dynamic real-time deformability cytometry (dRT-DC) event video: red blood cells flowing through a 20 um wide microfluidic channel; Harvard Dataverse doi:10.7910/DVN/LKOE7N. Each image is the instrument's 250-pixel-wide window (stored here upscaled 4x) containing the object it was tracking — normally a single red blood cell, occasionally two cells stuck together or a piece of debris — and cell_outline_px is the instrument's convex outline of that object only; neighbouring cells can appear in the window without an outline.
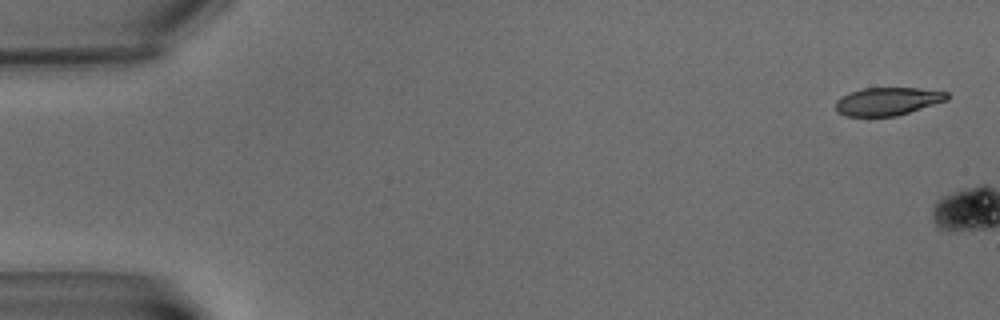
{"species": "common noctule bat (a hibernating species)", "species_latin": "Nyctalus noctula", "temperature_condition": "warm", "stored_images_in_passage": 2, "camera_frame_rate_fps": 3000, "um_per_image_px": 0.085, "animal": {"sex": "male", "body_mass_g": 15.6}, "frame": {"image": 1, "passage_image": 1, "time_ms": 0.0, "image_size_px": [1000, 320], "cell_outline_px": [[948, 100], [896, 116], [844, 116], [836, 112], [836, 100], [848, 92], [860, 88], [920, 88], [948, 92]], "centroid_in_image_um": [75.42, 8.61], "position_along_channel_um": 9.6, "area_um2": 18.26}}